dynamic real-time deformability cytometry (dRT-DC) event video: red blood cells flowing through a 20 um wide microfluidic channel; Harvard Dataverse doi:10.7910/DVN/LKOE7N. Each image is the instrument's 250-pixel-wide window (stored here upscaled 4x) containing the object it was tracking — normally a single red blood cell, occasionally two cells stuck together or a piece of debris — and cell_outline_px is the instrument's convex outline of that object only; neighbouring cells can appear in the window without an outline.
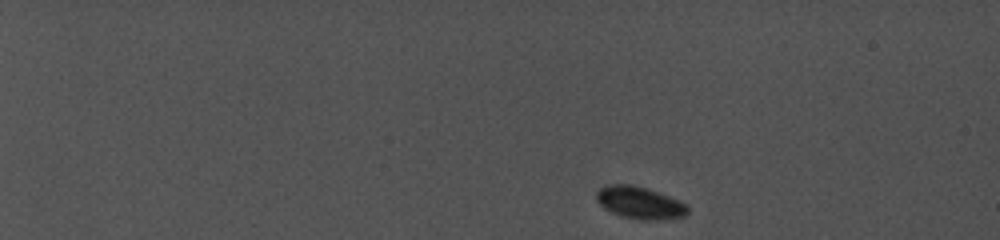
{"species": "common noctule bat (a hibernating species)", "species_latin": "Nyctalus noctula", "temperature_condition": "cold", "stored_images_in_passage": 7, "camera_frame_rate_fps": 5000, "um_per_image_px": 0.085, "animal": {"sex": "female", "body_mass_g": 19.0, "forearm_length_mm": 56.7}, "frame": {"image": 1, "passage_image": 1, "time_ms": 0.0, "image_size_px": [1000, 240], "cell_outline_px": [[688, 212], [684, 216], [656, 220], [640, 220], [620, 216], [604, 208], [596, 200], [596, 192], [600, 188], [608, 184], [632, 184], [648, 188], [680, 200], [688, 204]], "centroid_in_image_um": [54.38, 17.22], "position_along_channel_um": 30.6, "area_um2": 17.34}}
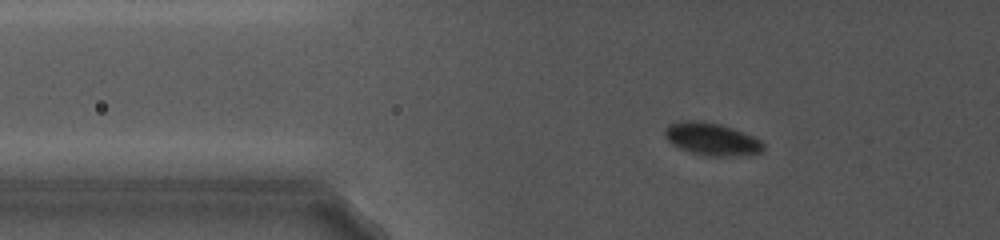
{"frame": {"image": 2, "passage_image": 6, "time_ms": 4.6, "image_size_px": [1000, 240], "cell_outline_px": [[764, 152], [732, 156], [708, 156], [692, 152], [680, 148], [672, 144], [664, 136], [664, 128], [668, 124], [680, 120], [700, 120], [720, 124], [732, 128], [752, 136], [760, 140], [764, 144]], "centroid_in_image_um": [60.46, 11.8], "position_along_channel_um": 65.3, "area_um2": 18.73}}